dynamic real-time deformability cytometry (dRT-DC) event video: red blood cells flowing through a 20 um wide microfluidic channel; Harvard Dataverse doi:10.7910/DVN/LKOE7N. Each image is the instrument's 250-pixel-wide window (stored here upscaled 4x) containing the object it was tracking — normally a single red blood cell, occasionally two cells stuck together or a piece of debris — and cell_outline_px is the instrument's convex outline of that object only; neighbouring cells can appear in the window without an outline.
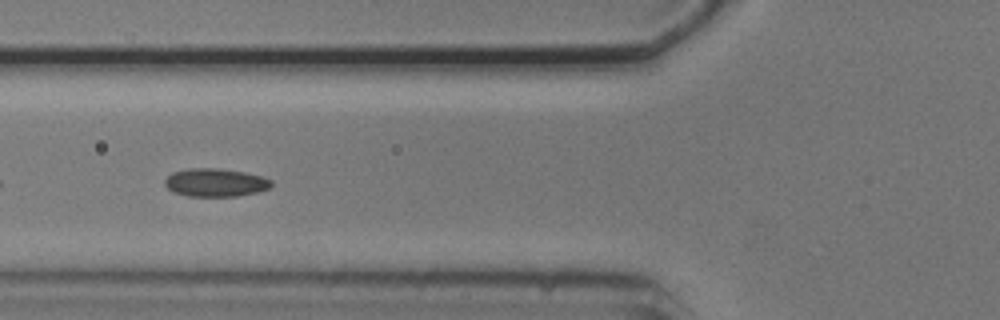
{"species": "common noctule bat (a hibernating species)", "species_latin": "Nyctalus noctula", "temperature_condition": "cold", "stored_images_in_passage": 6, "camera_frame_rate_fps": 3000, "um_per_image_px": 0.085, "animal": {"sex": "male", "body_mass_g": 20.5, "forearm_length_mm": 52.5}, "frame": {"image": 1, "passage_image": 5, "time_ms": 5.0, "image_size_px": [1000, 320], "cell_outline_px": [[272, 184], [268, 188], [260, 192], [236, 196], [188, 196], [176, 192], [168, 188], [164, 184], [164, 180], [172, 172], [188, 168], [216, 168], [244, 172], [260, 176], [272, 180]], "centroid_in_image_um": [18.31, 15.51], "position_along_channel_um": 107.5, "area_um2": 17.4}}
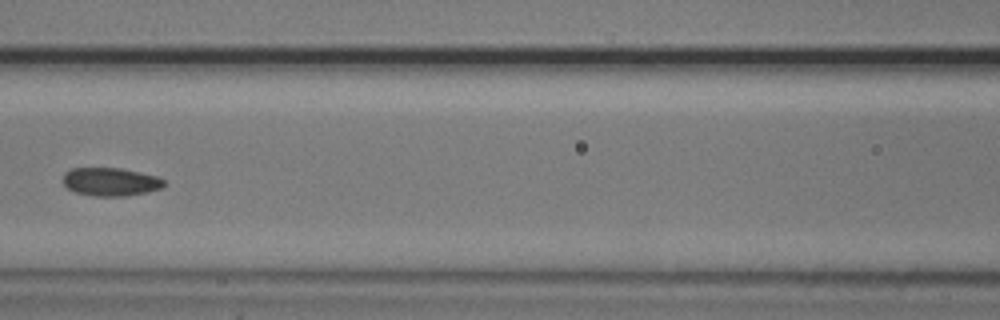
{"frame": {"image": 2, "passage_image": 6, "time_ms": 6.333, "image_size_px": [1000, 320], "cell_outline_px": [[168, 184], [164, 188], [148, 192], [124, 196], [96, 196], [76, 192], [68, 188], [64, 184], [64, 172], [72, 168], [120, 168], [140, 172], [156, 176], [164, 180]], "centroid_in_image_um": [9.45, 15.45], "position_along_channel_um": 157.1, "area_um2": 16.7}}